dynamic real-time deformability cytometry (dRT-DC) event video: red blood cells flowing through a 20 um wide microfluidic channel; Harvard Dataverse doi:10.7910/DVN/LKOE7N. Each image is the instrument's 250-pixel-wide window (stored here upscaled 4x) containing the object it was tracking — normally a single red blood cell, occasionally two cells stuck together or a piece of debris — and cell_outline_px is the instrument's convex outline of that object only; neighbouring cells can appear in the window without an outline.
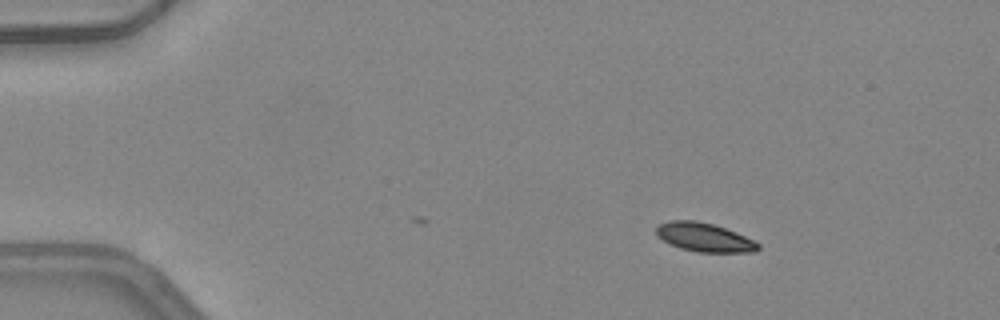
{"species": "common noctule bat (a hibernating species)", "species_latin": "Nyctalus noctula", "temperature_condition": "warm", "stored_images_in_passage": 4, "camera_frame_rate_fps": 3000, "um_per_image_px": 0.085, "animal": {"sex": "female", "body_mass_g": 24.6, "forearm_length_mm": 56.2}, "frame": {"image": 1, "passage_image": 4, "time_ms": 1.0, "image_size_px": [1000, 320], "cell_outline_px": [[760, 248], [756, 252], [696, 252], [680, 248], [656, 236], [656, 228], [660, 224], [668, 220], [696, 220], [712, 224], [736, 232], [756, 240], [760, 244]], "centroid_in_image_um": [59.9, 20.17], "position_along_channel_um": 25.1, "area_um2": 17.17}}